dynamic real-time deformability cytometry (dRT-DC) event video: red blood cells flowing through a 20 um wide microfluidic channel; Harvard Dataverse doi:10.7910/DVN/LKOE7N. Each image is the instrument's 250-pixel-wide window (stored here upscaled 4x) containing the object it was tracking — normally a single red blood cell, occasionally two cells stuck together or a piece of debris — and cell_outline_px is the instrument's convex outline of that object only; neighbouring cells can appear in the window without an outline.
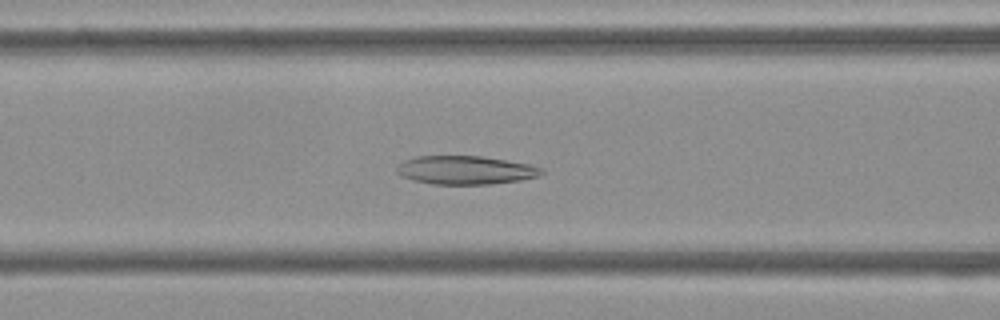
{"species": "Egyptian fruit bat (a non-hibernating species)", "species_latin": "Rousettus aegyptiacus", "temperature_condition": "cold", "stored_images_in_passage": 44, "camera_frame_rate_fps": 3000, "um_per_image_px": 0.085, "frame": {"image": 1, "passage_image": 12, "time_ms": 3.667, "image_size_px": [1000, 320], "cell_outline_px": [[544, 172], [536, 176], [520, 180], [488, 184], [432, 184], [412, 180], [400, 176], [396, 172], [396, 168], [404, 160], [416, 156], [480, 156], [528, 164], [544, 168]], "centroid_in_image_um": [39.52, 14.46], "position_along_channel_um": 127.1, "area_um2": 23.93}}
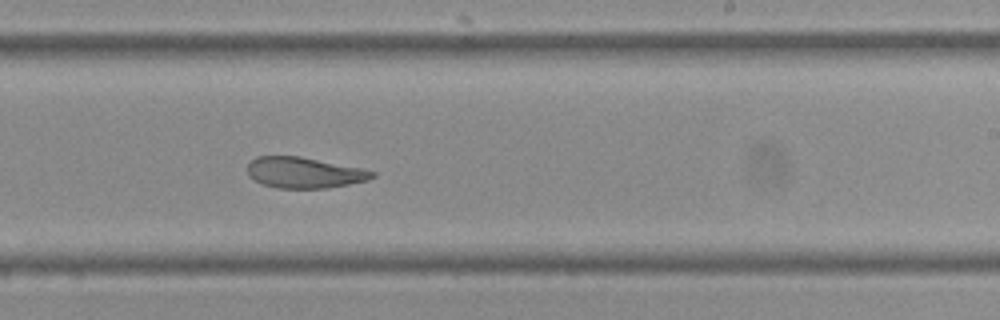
{"frame": {"image": 2, "passage_image": 23, "time_ms": 7.333, "image_size_px": [1000, 320], "cell_outline_px": [[376, 176], [368, 180], [328, 188], [276, 188], [264, 184], [248, 176], [248, 164], [256, 156], [300, 156], [360, 168], [376, 172]], "centroid_in_image_um": [25.86, 14.67], "position_along_channel_um": 263.1, "area_um2": 22.31}}
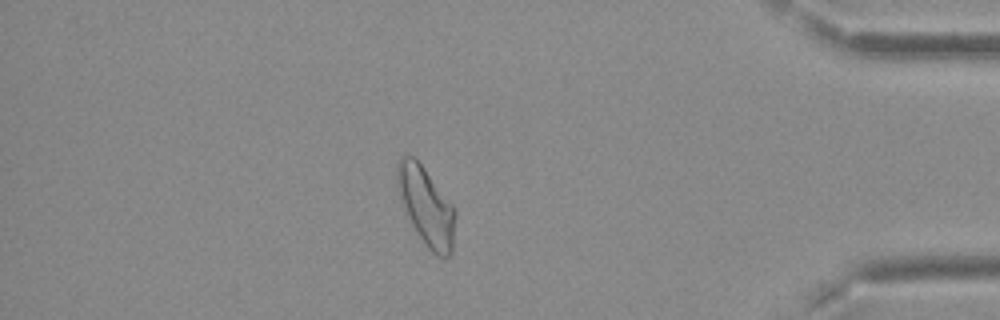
{"frame": {"image": 3, "passage_image": 37, "time_ms": 12.0, "image_size_px": [1000, 320], "cell_outline_px": [[456, 216], [452, 252], [448, 256], [436, 256], [428, 248], [416, 232], [404, 208], [400, 196], [396, 180], [396, 164], [400, 156], [416, 156], [456, 208]], "centroid_in_image_um": [36.24, 17.48], "position_along_channel_um": 399.0, "area_um2": 26.76}, "authors_computed_cell_mechanics": {"area_um2": 24.9407, "velocity_mm_per_s": 3.7162, "shape_relaxation_time_tau1_ms": null, "shape_relaxation_time_tau2_ms": 4.7933, "deformation_change_tau1": null, "deformation_change_tau2": 0.1131}}